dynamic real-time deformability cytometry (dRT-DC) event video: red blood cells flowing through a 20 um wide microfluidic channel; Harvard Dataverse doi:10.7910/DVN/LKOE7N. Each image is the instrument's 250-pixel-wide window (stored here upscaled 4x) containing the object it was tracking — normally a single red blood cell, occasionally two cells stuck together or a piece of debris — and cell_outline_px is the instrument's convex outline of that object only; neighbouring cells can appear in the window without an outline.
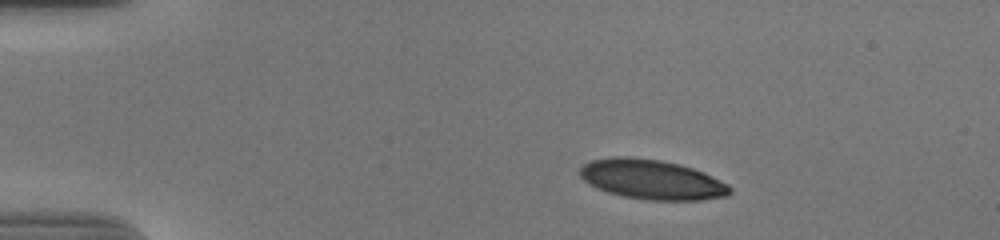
{"species": "human", "species_latin": "Homo sapiens", "temperature_condition": "cold", "stored_images_in_passage": 2, "camera_frame_rate_fps": 3000, "um_per_image_px": 0.085, "donor": {"sex": "male"}, "frame": {"image": 1, "passage_image": 1, "time_ms": 0.0, "image_size_px": [1000, 240], "cell_outline_px": [[732, 192], [728, 196], [700, 200], [648, 200], [624, 196], [608, 192], [596, 188], [584, 180], [580, 176], [580, 168], [584, 164], [592, 160], [612, 156], [628, 156], [660, 160], [680, 164], [704, 172], [728, 184], [732, 188]], "centroid_in_image_um": [55.42, 15.25], "position_along_channel_um": 29.6, "area_um2": 34.8}}